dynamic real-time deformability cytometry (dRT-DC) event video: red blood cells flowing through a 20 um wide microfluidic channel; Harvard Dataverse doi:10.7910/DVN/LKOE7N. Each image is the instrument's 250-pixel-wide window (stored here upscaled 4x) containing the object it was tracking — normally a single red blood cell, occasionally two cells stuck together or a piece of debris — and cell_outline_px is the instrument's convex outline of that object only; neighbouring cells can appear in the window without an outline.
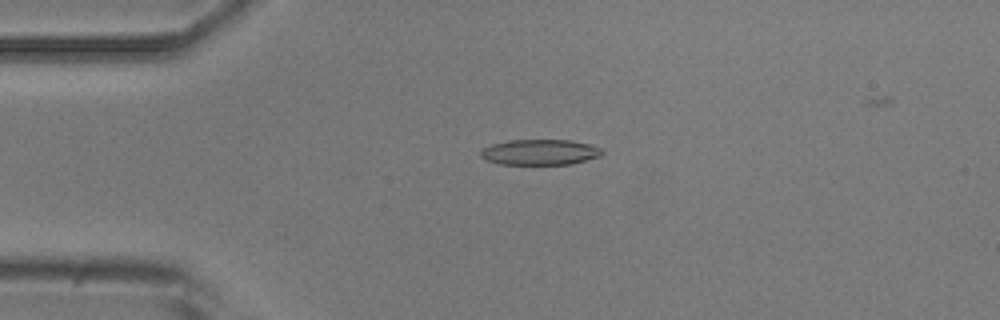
{"species": "common noctule bat (a hibernating species)", "species_latin": "Nyctalus noctula", "temperature_condition": "room temperature", "stored_images_in_passage": 5, "camera_frame_rate_fps": 3000, "um_per_image_px": 0.085, "animal": {"sex": "male", "body_mass_g": 20.5, "forearm_length_mm": 52.5}, "frame": {"image": 1, "passage_image": 4, "time_ms": 3.667, "image_size_px": [1000, 320], "cell_outline_px": [[604, 152], [600, 156], [572, 164], [500, 164], [488, 160], [480, 156], [480, 152], [484, 148], [492, 144], [508, 140], [572, 140], [588, 144], [600, 148]], "centroid_in_image_um": [45.9, 12.93], "position_along_channel_um": 39.1, "area_um2": 17.98}}